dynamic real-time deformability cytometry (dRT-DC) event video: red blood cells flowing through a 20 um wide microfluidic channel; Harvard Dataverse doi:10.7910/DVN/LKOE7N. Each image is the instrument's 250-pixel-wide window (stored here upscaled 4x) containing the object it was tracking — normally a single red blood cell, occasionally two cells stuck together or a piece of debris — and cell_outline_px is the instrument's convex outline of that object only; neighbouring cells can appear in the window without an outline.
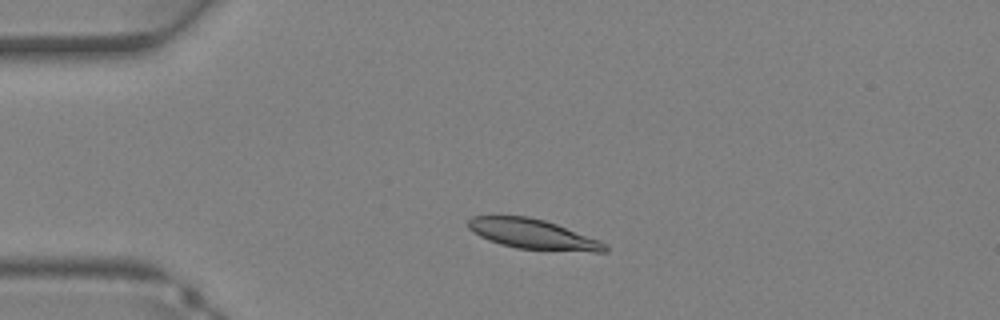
{"species": "Egyptian fruit bat (a non-hibernating species)", "species_latin": "Rousettus aegyptiacus", "temperature_condition": "warm", "stored_images_in_passage": 8, "camera_frame_rate_fps": 3000, "um_per_image_px": 0.085, "animal": {"sex": "female"}, "frame": {"image": 1, "passage_image": 1, "time_ms": 0.0, "image_size_px": [1000, 320], "cell_outline_px": [[608, 252], [592, 252], [516, 248], [500, 244], [488, 240], [472, 232], [468, 228], [468, 220], [472, 216], [528, 216], [544, 220], [556, 224], [608, 244]], "centroid_in_image_um": [45.28, 19.91], "position_along_channel_um": 39.7, "area_um2": 23.7}}
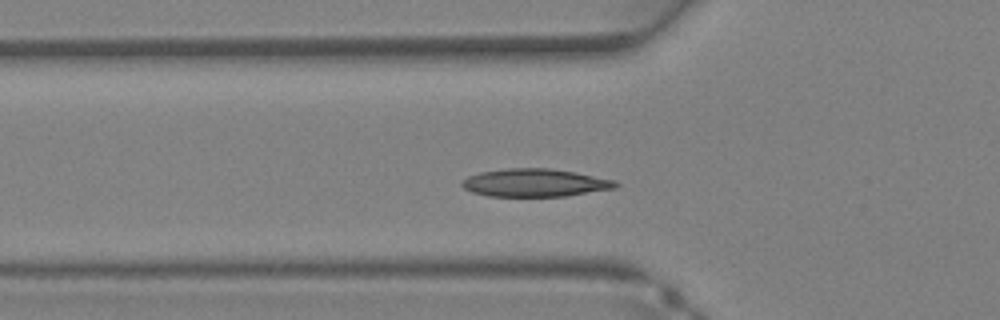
{"frame": {"image": 2, "passage_image": 5, "time_ms": 1.333, "image_size_px": [1000, 320], "cell_outline_px": [[620, 184], [616, 188], [564, 196], [488, 196], [472, 192], [464, 188], [460, 184], [468, 176], [480, 172], [508, 168], [548, 168], [576, 172], [616, 180]], "centroid_in_image_um": [45.49, 15.53], "position_along_channel_um": 80.3, "area_um2": 24.97}}
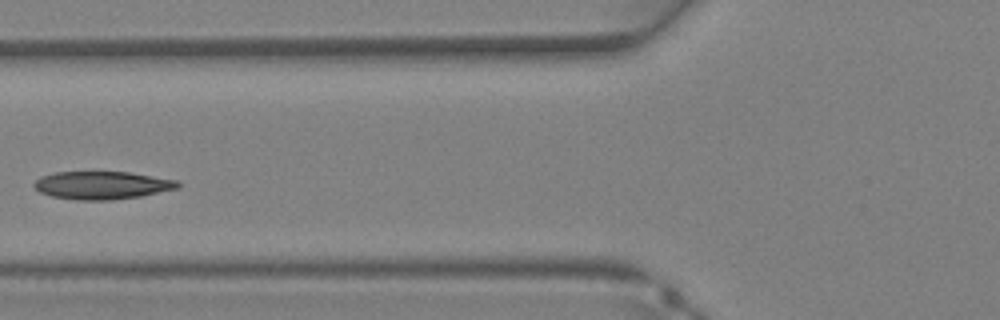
{"frame": {"image": 3, "passage_image": 7, "time_ms": 2.0, "image_size_px": [1000, 320], "cell_outline_px": [[180, 184], [176, 188], [140, 196], [112, 200], [76, 200], [52, 196], [40, 192], [32, 184], [40, 176], [56, 172], [128, 172], [176, 180]], "centroid_in_image_um": [8.62, 15.74], "position_along_channel_um": 117.2, "area_um2": 23.12}}